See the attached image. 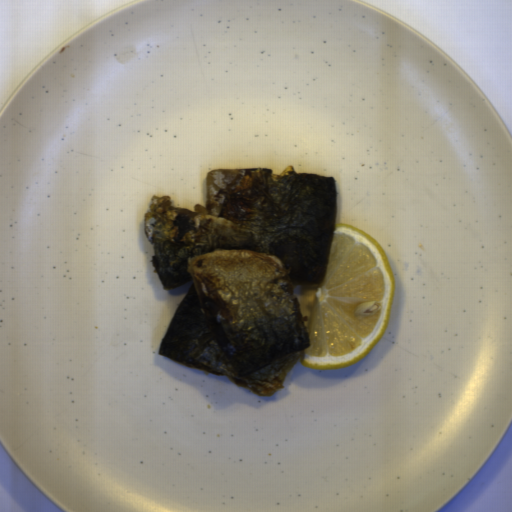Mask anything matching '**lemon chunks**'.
<instances>
[{
  "mask_svg": "<svg viewBox=\"0 0 512 512\" xmlns=\"http://www.w3.org/2000/svg\"><path fill=\"white\" fill-rule=\"evenodd\" d=\"M394 298L391 263L375 237L334 223L327 267L312 303L309 348L300 364L343 368L366 357L380 342Z\"/></svg>",
  "mask_w": 512,
  "mask_h": 512,
  "instance_id": "e0be4373",
  "label": "lemon chunks"
}]
</instances>
